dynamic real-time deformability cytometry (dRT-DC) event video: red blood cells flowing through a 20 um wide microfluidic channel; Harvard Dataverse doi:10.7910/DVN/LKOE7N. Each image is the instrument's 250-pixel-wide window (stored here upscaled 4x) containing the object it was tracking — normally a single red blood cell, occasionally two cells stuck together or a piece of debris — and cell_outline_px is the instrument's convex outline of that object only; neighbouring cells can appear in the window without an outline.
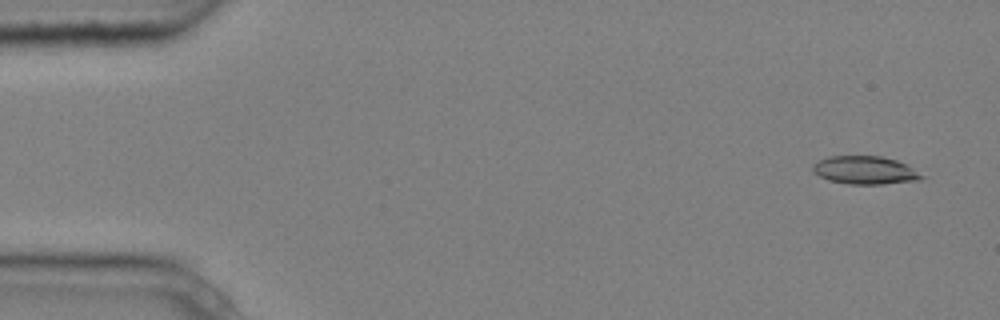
{"species": "common noctule bat (a hibernating species)", "species_latin": "Nyctalus noctula", "temperature_condition": "cold", "stored_images_in_passage": 6, "camera_frame_rate_fps": 3000, "um_per_image_px": 0.085, "animal": {"sex": "male", "body_mass_g": 20.4}, "frame": {"image": 1, "passage_image": 1, "time_ms": 0.0, "image_size_px": [1000, 320], "cell_outline_px": [[924, 176], [916, 180], [884, 184], [848, 184], [828, 180], [812, 172], [812, 168], [820, 160], [828, 156], [880, 156], [896, 160], [912, 168]], "centroid_in_image_um": [73.49, 14.47], "position_along_channel_um": 11.5, "area_um2": 17.51}}
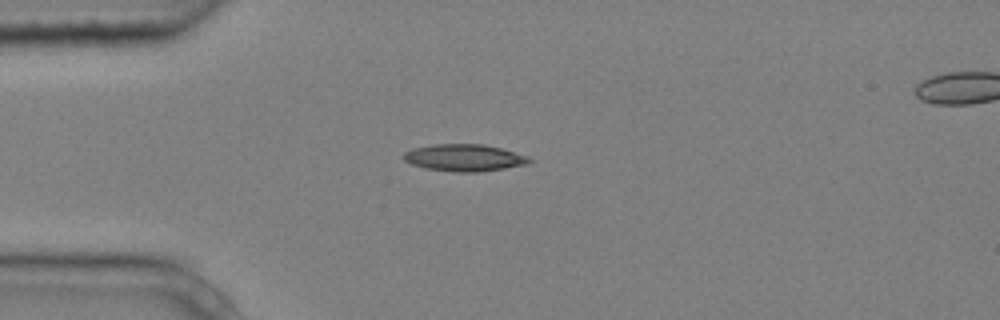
{"frame": {"image": 2, "passage_image": 4, "time_ms": 1.0, "image_size_px": [1000, 320], "cell_outline_px": [[532, 160], [528, 164], [480, 172], [452, 172], [424, 168], [412, 164], [404, 160], [400, 156], [404, 152], [412, 148], [432, 144], [484, 144], [500, 148], [528, 156]], "centroid_in_image_um": [39.42, 13.41], "position_along_channel_um": 45.6, "area_um2": 19.94}}
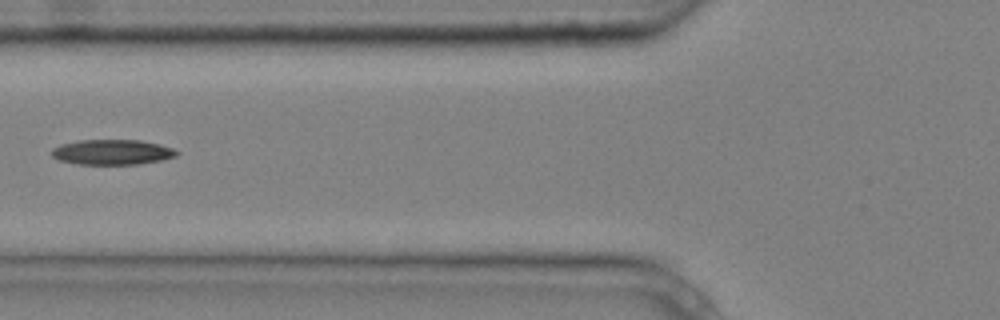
{"frame": {"image": 3, "passage_image": 6, "time_ms": 1.667, "image_size_px": [1000, 320], "cell_outline_px": [[180, 152], [176, 156], [160, 160], [136, 164], [76, 164], [60, 160], [52, 156], [52, 148], [60, 144], [80, 140], [140, 140], [160, 144], [172, 148]], "centroid_in_image_um": [9.53, 12.92], "position_along_channel_um": 116.3, "area_um2": 18.26}}